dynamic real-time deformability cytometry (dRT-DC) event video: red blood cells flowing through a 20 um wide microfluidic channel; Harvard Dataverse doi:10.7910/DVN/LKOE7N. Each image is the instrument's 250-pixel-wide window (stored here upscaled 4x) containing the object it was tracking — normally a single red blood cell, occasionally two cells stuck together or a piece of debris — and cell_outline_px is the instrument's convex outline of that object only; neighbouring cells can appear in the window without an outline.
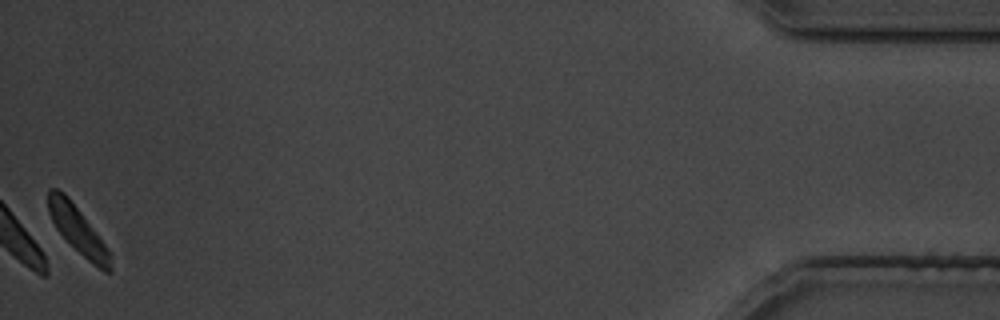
{"species": "common noctule bat (a hibernating species)", "species_latin": "Nyctalus noctula", "temperature_condition": "cold", "stored_images_in_passage": 29, "camera_frame_rate_fps": 3000, "um_per_image_px": 0.085, "animal": {"sex": "male", "body_mass_g": 19.5, "forearm_length_mm": 54.6}, "frame": {"image": 1, "passage_image": 29, "time_ms": 35.0, "image_size_px": [1000, 320], "cell_outline_px": [[112, 272], [104, 272], [92, 264], [56, 228], [48, 212], [48, 188], [56, 188], [64, 192], [68, 196], [112, 252]], "centroid_in_image_um": [6.66, 19.56], "position_along_channel_um": 428.5, "area_um2": 16.99}}